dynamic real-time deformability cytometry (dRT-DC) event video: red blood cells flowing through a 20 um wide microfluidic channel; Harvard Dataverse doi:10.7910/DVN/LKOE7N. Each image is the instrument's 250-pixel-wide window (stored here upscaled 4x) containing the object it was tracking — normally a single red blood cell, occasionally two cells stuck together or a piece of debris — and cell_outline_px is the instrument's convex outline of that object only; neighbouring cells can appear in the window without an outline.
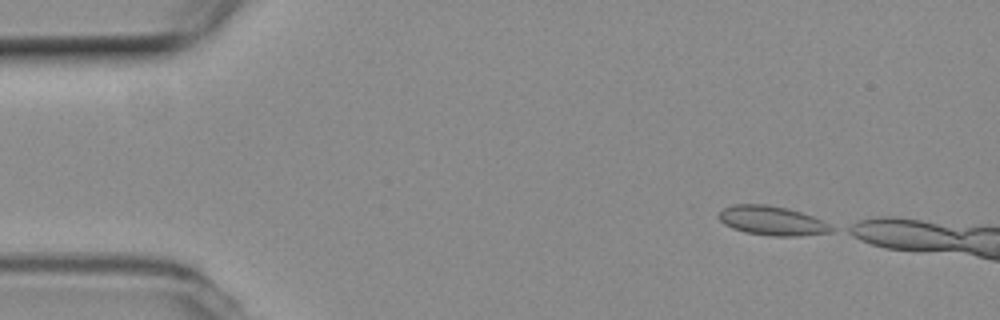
{"species": "common noctule bat (a hibernating species)", "species_latin": "Nyctalus noctula", "temperature_condition": "room temperature", "stored_images_in_passage": 5, "camera_frame_rate_fps": 3000, "um_per_image_px": 0.085, "animal": {"sex": "female", "body_mass_g": 19.3, "forearm_length_mm": 54.1}, "frame": {"image": 1, "passage_image": 1, "time_ms": 0.0, "image_size_px": [1000, 320], "cell_outline_px": [[836, 228], [832, 232], [800, 236], [772, 236], [744, 232], [732, 228], [724, 224], [720, 220], [720, 212], [724, 208], [732, 204], [764, 204], [788, 208], [824, 220]], "centroid_in_image_um": [65.67, 18.76], "position_along_channel_um": 19.3, "area_um2": 19.31}}